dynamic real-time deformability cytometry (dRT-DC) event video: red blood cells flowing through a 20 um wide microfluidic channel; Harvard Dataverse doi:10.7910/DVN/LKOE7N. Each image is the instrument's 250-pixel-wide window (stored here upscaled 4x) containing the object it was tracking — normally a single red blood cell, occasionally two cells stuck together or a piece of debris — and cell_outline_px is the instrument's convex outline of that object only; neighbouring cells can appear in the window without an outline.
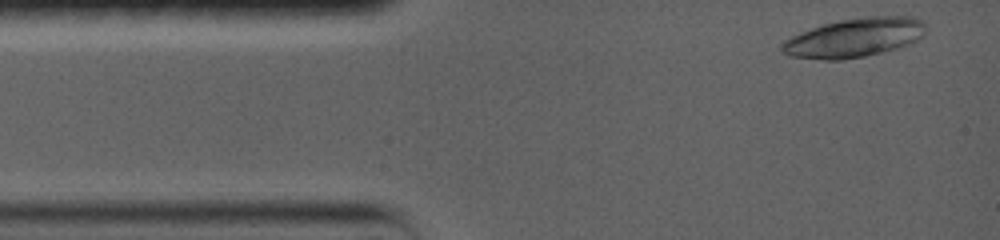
{"species": "common noctule bat (a hibernating species)", "species_latin": "Nyctalus noctula", "temperature_condition": "warm", "stored_images_in_passage": 17, "camera_frame_rate_fps": 5000, "um_per_image_px": 0.085, "animal": {"sex": "female", "body_mass_g": 19.0, "forearm_length_mm": 56.7}, "frame": {"image": 1, "passage_image": 3, "time_ms": 0.4, "image_size_px": [1000, 240], "cell_outline_px": [[924, 28], [920, 36], [904, 44], [892, 48], [860, 56], [832, 60], [792, 56], [784, 52], [780, 48], [780, 44], [784, 40], [800, 32], [824, 24], [840, 20], [868, 16], [916, 16], [924, 20]], "centroid_in_image_um": [72.57, 3.16], "position_along_channel_um": 12.4, "area_um2": 31.62}}